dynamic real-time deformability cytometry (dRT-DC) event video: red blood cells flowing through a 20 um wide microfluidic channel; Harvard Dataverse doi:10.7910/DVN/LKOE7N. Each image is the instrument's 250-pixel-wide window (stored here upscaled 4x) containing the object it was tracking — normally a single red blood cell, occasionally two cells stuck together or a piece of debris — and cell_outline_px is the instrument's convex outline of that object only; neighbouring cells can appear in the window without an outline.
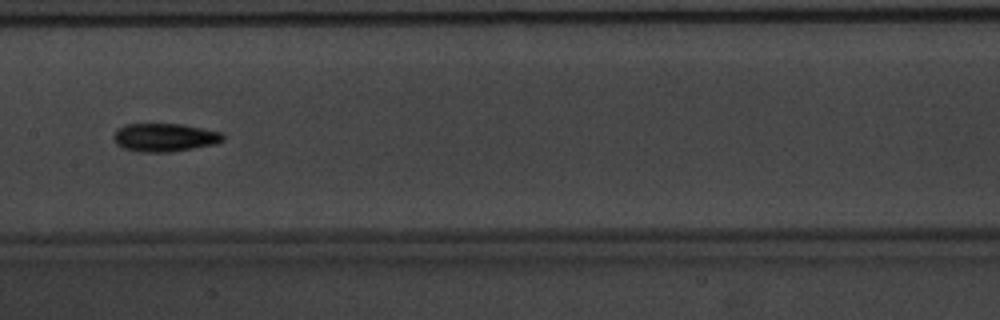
{"species": "common noctule bat (a hibernating species)", "species_latin": "Nyctalus noctula", "temperature_condition": "warm", "stored_images_in_passage": 54, "camera_frame_rate_fps": 3000, "um_per_image_px": 0.085, "animal": {"sex": "male", "body_mass_g": 20.1, "forearm_length_mm": 53.5}, "frame": {"image": 1, "passage_image": 28, "time_ms": 9.0, "image_size_px": [1000, 320], "cell_outline_px": [[224, 140], [216, 144], [168, 152], [140, 152], [124, 148], [116, 144], [112, 136], [124, 124], [180, 124], [224, 132]], "centroid_in_image_um": [14.02, 11.68], "position_along_channel_um": 193.4, "area_um2": 17.98}}
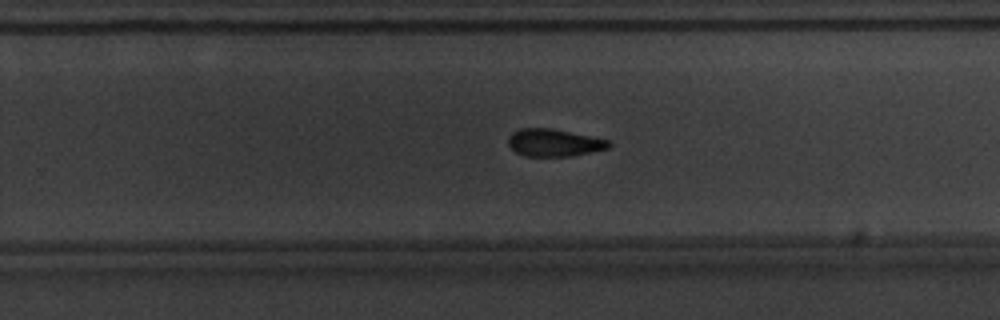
{"frame": {"image": 2, "passage_image": 35, "time_ms": 11.333, "image_size_px": [1000, 320], "cell_outline_px": [[612, 144], [608, 148], [572, 156], [524, 156], [516, 152], [508, 144], [508, 136], [512, 132], [520, 128], [552, 128], [608, 140]], "centroid_in_image_um": [47.06, 12.12], "position_along_channel_um": 282.7, "area_um2": 16.01}}
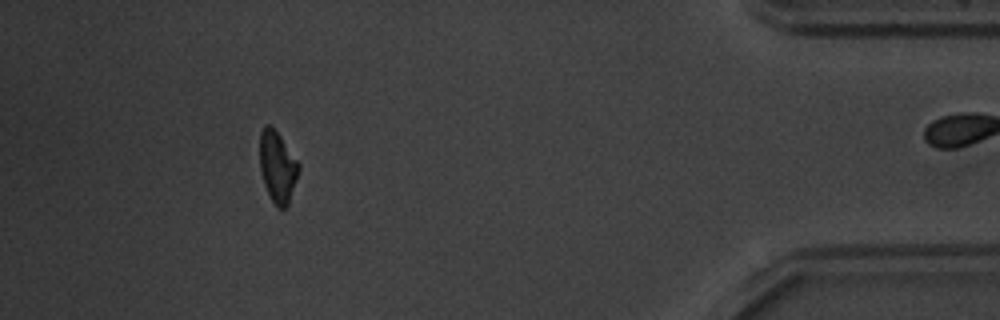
{"frame": {"image": 3, "passage_image": 49, "time_ms": 16.0, "image_size_px": [1000, 320], "cell_outline_px": [[300, 168], [288, 204], [284, 208], [276, 208], [264, 184], [260, 168], [260, 132], [268, 124], [280, 136], [300, 164]], "centroid_in_image_um": [23.59, 14.2], "position_along_channel_um": 411.6, "area_um2": 15.84}, "authors_computed_cell_mechanics": {"area_um2": 16.5019, "velocity_mm_per_s": 3.8427, "shape_relaxation_time_tau1_ms": 2.547, "shape_relaxation_time_tau2_ms": 4.629, "deformation_change_tau1": 0.1614, "deformation_change_tau2": 0.1252}}